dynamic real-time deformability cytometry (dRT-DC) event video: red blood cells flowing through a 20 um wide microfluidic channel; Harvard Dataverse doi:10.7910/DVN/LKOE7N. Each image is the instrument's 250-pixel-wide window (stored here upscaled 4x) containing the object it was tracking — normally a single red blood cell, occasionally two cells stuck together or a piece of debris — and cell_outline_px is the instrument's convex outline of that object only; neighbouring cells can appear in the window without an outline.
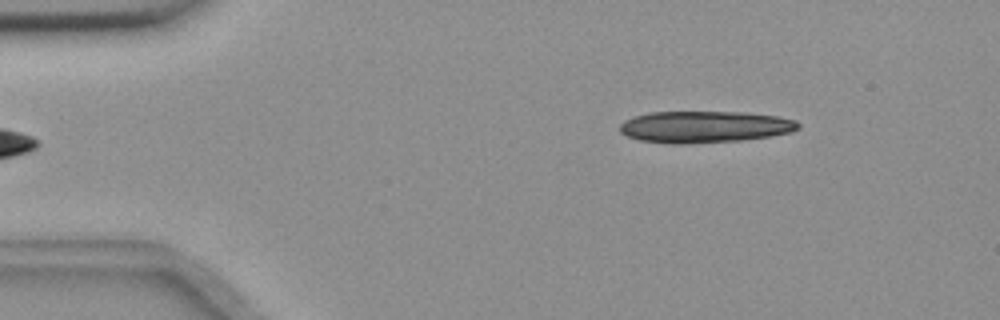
{"species": "common noctule bat (a hibernating species)", "species_latin": "Nyctalus noctula", "temperature_condition": "room temperature", "stored_images_in_passage": 12, "camera_frame_rate_fps": 3000, "um_per_image_px": 0.085, "animal": {"sex": "female", "body_mass_g": 18.4}, "frame": {"image": 1, "passage_image": 3, "time_ms": 0.667, "image_size_px": [1000, 320], "cell_outline_px": [[800, 128], [792, 132], [768, 136], [740, 140], [688, 144], [672, 144], [640, 140], [628, 136], [620, 132], [620, 124], [624, 120], [636, 116], [652, 112], [744, 112], [776, 116], [796, 120], [800, 124]], "centroid_in_image_um": [59.9, 10.78], "position_along_channel_um": 25.1, "area_um2": 32.89}}